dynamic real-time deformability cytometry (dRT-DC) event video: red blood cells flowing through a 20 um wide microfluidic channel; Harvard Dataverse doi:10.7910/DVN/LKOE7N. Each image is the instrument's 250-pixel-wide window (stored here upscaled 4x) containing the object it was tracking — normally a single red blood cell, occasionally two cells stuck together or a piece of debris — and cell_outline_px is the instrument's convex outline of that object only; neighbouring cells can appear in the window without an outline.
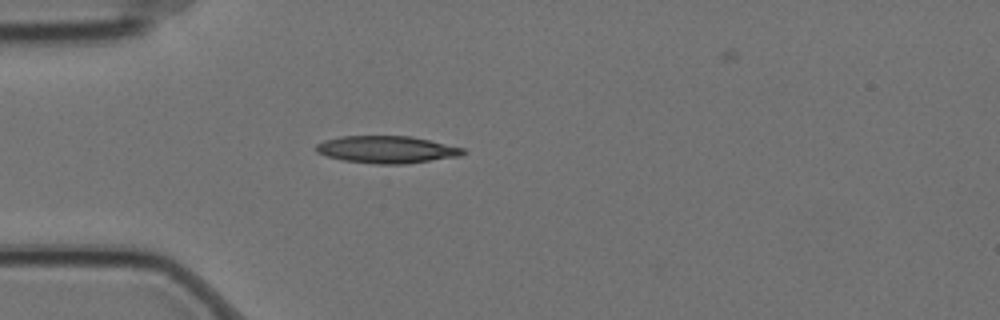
{"species": "Egyptian fruit bat (a non-hibernating species)", "species_latin": "Rousettus aegyptiacus", "temperature_condition": "cold", "stored_images_in_passage": 4, "camera_frame_rate_fps": 3000, "um_per_image_px": 0.085, "animal": {"sex": "female"}, "frame": {"image": 1, "passage_image": 4, "time_ms": 1.0, "image_size_px": [1000, 320], "cell_outline_px": [[468, 152], [460, 156], [404, 164], [376, 164], [344, 160], [328, 156], [316, 152], [316, 144], [324, 140], [340, 136], [412, 136], [464, 148]], "centroid_in_image_um": [32.89, 12.7], "position_along_channel_um": 52.1, "area_um2": 23.29}}